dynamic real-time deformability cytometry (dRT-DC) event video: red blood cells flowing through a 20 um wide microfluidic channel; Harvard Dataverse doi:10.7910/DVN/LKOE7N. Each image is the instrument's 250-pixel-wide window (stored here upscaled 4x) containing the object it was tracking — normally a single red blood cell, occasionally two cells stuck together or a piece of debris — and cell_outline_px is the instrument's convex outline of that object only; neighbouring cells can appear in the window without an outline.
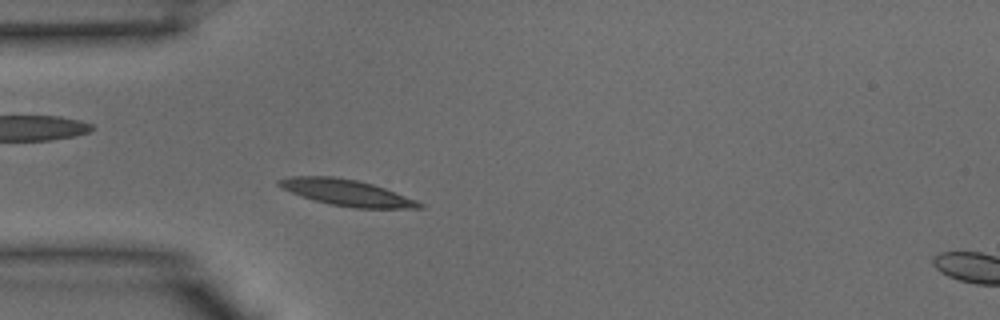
{"species": "common noctule bat (a hibernating species)", "species_latin": "Nyctalus noctula", "temperature_condition": "warm", "stored_images_in_passage": 30, "camera_frame_rate_fps": 3000, "um_per_image_px": 0.085, "animal": {"sex": "male", "body_mass_g": 15.6}, "frame": {"image": 1, "passage_image": 1, "time_ms": 0.0, "image_size_px": [1000, 320], "cell_outline_px": [[424, 208], [352, 208], [332, 204], [316, 200], [280, 188], [276, 184], [276, 180], [288, 176], [336, 176], [356, 180], [372, 184], [384, 188], [416, 200], [424, 204]], "centroid_in_image_um": [29.44, 16.36], "position_along_channel_um": 55.6, "area_um2": 21.27}}
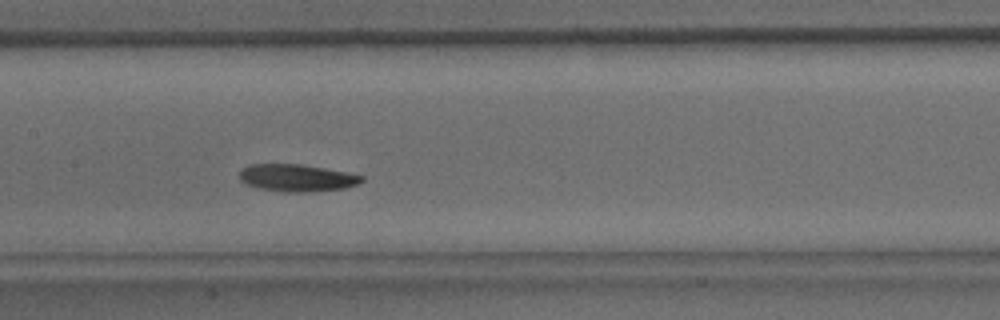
{"frame": {"image": 2, "passage_image": 9, "time_ms": 2.667, "image_size_px": [1000, 320], "cell_outline_px": [[364, 180], [356, 184], [344, 188], [304, 192], [280, 192], [256, 188], [240, 180], [240, 172], [248, 164], [300, 164], [348, 172], [364, 176]], "centroid_in_image_um": [25.22, 15.12], "position_along_channel_um": 182.2, "area_um2": 19.36}}
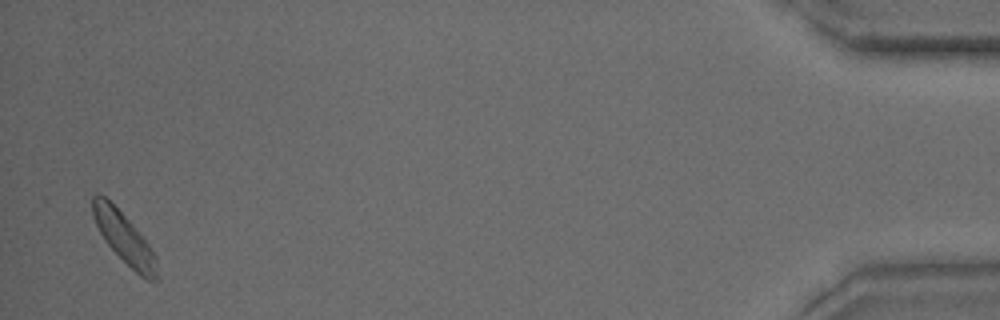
{"frame": {"image": 3, "passage_image": 29, "time_ms": 9.333, "image_size_px": [1000, 320], "cell_outline_px": [[160, 280], [148, 280], [140, 276], [104, 240], [92, 216], [92, 196], [104, 196], [140, 232], [156, 256]], "centroid_in_image_um": [10.6, 20.28], "position_along_channel_um": 424.6, "area_um2": 18.61}}